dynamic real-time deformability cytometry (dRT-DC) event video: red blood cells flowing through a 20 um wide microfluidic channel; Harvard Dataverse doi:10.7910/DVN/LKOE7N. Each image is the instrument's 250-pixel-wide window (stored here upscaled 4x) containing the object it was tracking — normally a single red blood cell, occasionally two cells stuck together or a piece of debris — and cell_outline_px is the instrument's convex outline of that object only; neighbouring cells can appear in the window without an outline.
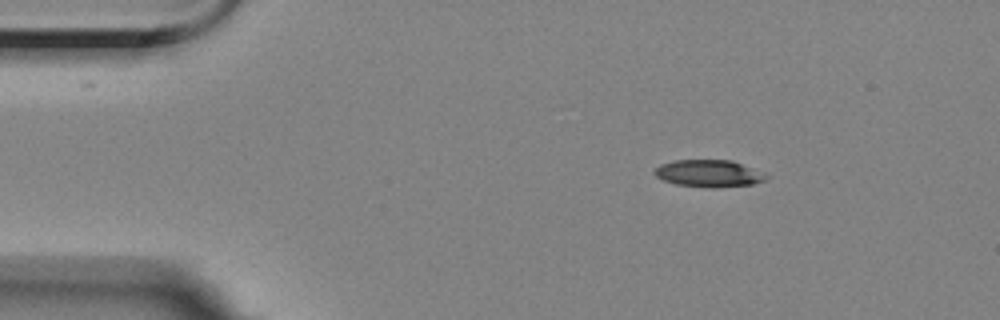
{"species": "Egyptian fruit bat (a non-hibernating species)", "species_latin": "Rousettus aegyptiacus", "temperature_condition": "room temperature", "stored_images_in_passage": 5, "camera_frame_rate_fps": 3000, "um_per_image_px": 0.085, "animal": {"sex": "female"}, "frame": {"image": 1, "passage_image": 1, "time_ms": 0.0, "image_size_px": [1000, 320], "cell_outline_px": [[768, 180], [752, 184], [716, 188], [708, 188], [676, 184], [664, 180], [656, 176], [652, 172], [660, 164], [676, 160], [732, 160], [768, 176]], "centroid_in_image_um": [60.22, 14.75], "position_along_channel_um": 24.8, "area_um2": 17.51}}
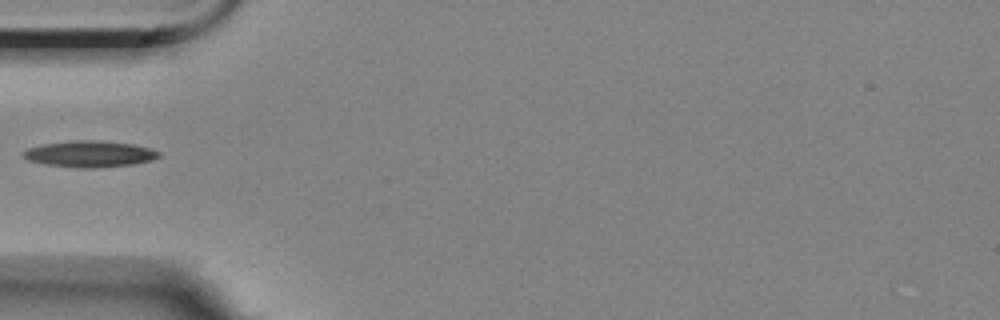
{"frame": {"image": 2, "passage_image": 4, "time_ms": 3.333, "image_size_px": [1000, 320], "cell_outline_px": [[160, 156], [152, 160], [132, 164], [96, 168], [80, 168], [44, 164], [28, 160], [24, 156], [24, 152], [28, 148], [44, 144], [76, 140], [100, 140], [132, 144], [148, 148], [160, 152]], "centroid_in_image_um": [7.64, 13.09], "position_along_channel_um": 77.4, "area_um2": 20.58}}
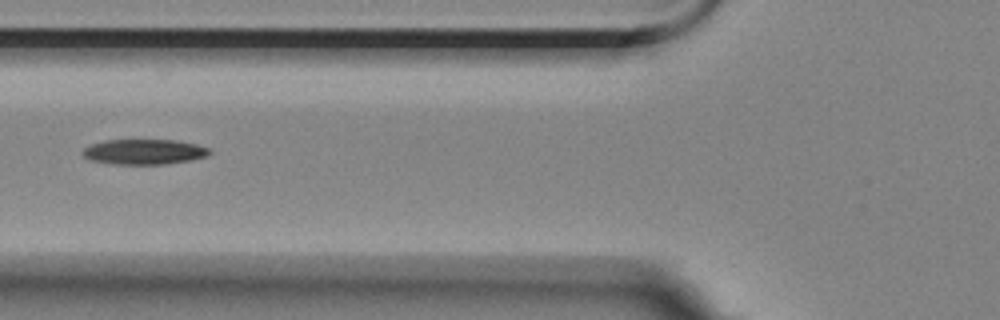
{"frame": {"image": 3, "passage_image": 5, "time_ms": 4.333, "image_size_px": [1000, 320], "cell_outline_px": [[212, 152], [204, 156], [192, 160], [164, 164], [108, 164], [88, 160], [80, 152], [84, 148], [92, 144], [104, 140], [176, 140], [196, 144], [208, 148]], "centroid_in_image_um": [12.19, 12.91], "position_along_channel_um": 113.6, "area_um2": 18.73}}